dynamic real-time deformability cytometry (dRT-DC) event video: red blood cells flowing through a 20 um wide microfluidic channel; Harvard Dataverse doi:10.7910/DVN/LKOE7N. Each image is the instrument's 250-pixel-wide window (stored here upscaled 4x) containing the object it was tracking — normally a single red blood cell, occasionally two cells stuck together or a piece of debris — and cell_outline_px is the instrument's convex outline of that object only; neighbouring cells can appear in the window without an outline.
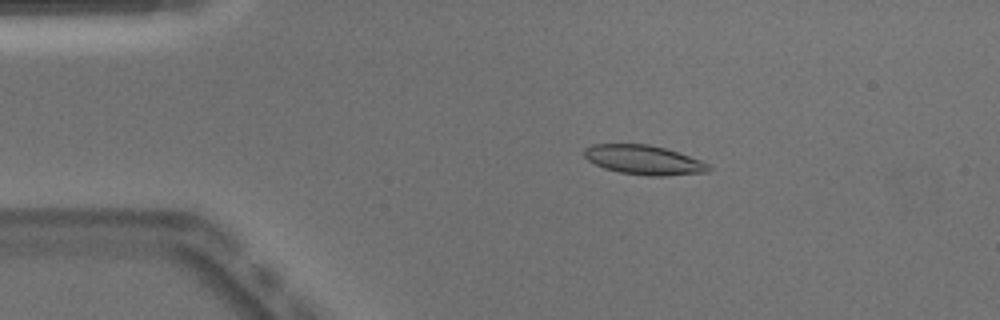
{"species": "Egyptian fruit bat (a non-hibernating species)", "species_latin": "Rousettus aegyptiacus", "temperature_condition": "warm", "stored_images_in_passage": 50, "camera_frame_rate_fps": 3000, "um_per_image_px": 0.085, "animal": {"sex": "male"}, "frame": {"image": 1, "passage_image": 9, "time_ms": 2.667, "image_size_px": [1000, 320], "cell_outline_px": [[712, 168], [708, 172], [664, 176], [648, 176], [620, 172], [604, 168], [588, 160], [584, 156], [584, 148], [592, 144], [648, 144], [664, 148], [700, 160], [708, 164]], "centroid_in_image_um": [54.71, 13.6], "position_along_channel_um": 30.3, "area_um2": 21.15}}
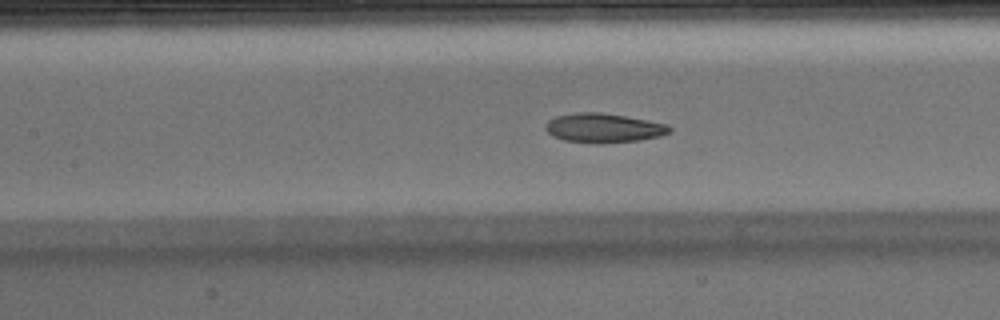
{"frame": {"image": 2, "passage_image": 22, "time_ms": 7.0, "image_size_px": [1000, 320], "cell_outline_px": [[672, 132], [660, 136], [640, 140], [596, 144], [564, 140], [548, 132], [544, 128], [548, 120], [556, 116], [576, 112], [600, 112], [648, 120], [668, 124], [672, 128]], "centroid_in_image_um": [51.33, 10.88], "position_along_channel_um": 156.1, "area_um2": 21.21}}
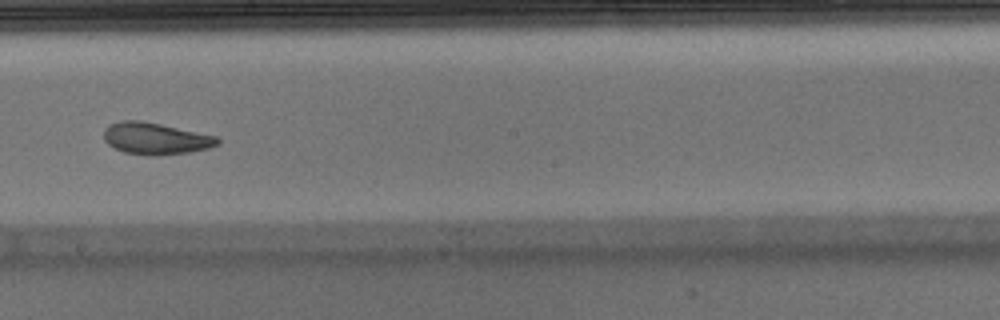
{"frame": {"image": 3, "passage_image": 28, "time_ms": 9.0, "image_size_px": [1000, 320], "cell_outline_px": [[220, 144], [208, 148], [188, 152], [156, 156], [152, 156], [124, 152], [108, 144], [104, 140], [104, 128], [108, 124], [120, 120], [144, 120], [216, 136], [220, 140]], "centroid_in_image_um": [13.2, 11.76], "position_along_channel_um": 235.0, "area_um2": 21.21}, "authors_computed_cell_mechanics": {"area_um2": 21.2126, "velocity_mm_per_s": 3.9567, "shape_relaxation_time_tau1_ms": 6.6796, "shape_relaxation_time_tau2_ms": 2.6495, "deformation_change_tau1": 0.1586, "deformation_change_tau2": 0.0858}}